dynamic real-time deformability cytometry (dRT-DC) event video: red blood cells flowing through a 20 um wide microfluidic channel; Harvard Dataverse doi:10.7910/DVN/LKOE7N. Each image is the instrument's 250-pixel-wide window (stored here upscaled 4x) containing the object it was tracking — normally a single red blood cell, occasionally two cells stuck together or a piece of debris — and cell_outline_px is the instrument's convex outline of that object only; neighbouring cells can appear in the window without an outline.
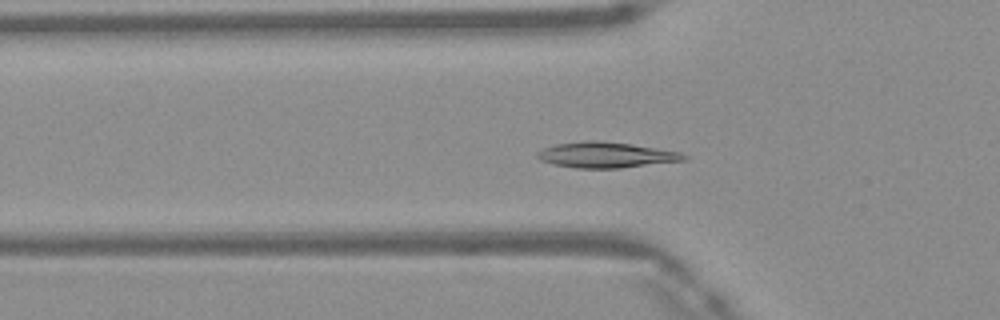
{"species": "Egyptian fruit bat (a non-hibernating species)", "species_latin": "Rousettus aegyptiacus", "temperature_condition": "warm", "stored_images_in_passage": 50, "camera_frame_rate_fps": 3000, "um_per_image_px": 0.085, "frame": {"image": 1, "passage_image": 16, "time_ms": 5.0, "image_size_px": [1000, 320], "cell_outline_px": [[688, 160], [620, 168], [576, 168], [552, 164], [540, 160], [536, 156], [536, 152], [544, 148], [556, 144], [584, 140], [600, 140], [632, 144], [680, 152], [688, 156]], "centroid_in_image_um": [51.51, 13.16], "position_along_channel_um": 74.3, "area_um2": 22.08}}
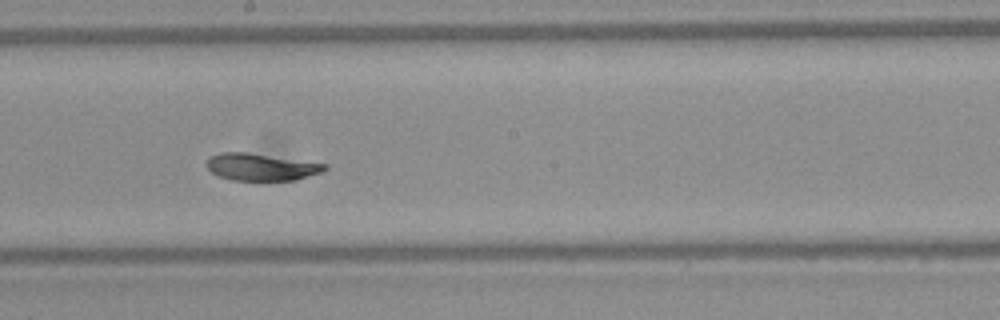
{"frame": {"image": 2, "passage_image": 27, "time_ms": 8.667, "image_size_px": [1000, 320], "cell_outline_px": [[328, 168], [324, 172], [296, 180], [232, 180], [220, 176], [212, 172], [204, 164], [212, 156], [220, 152], [244, 152], [328, 164]], "centroid_in_image_um": [22.23, 14.2], "position_along_channel_um": 226.0, "area_um2": 18.55}}
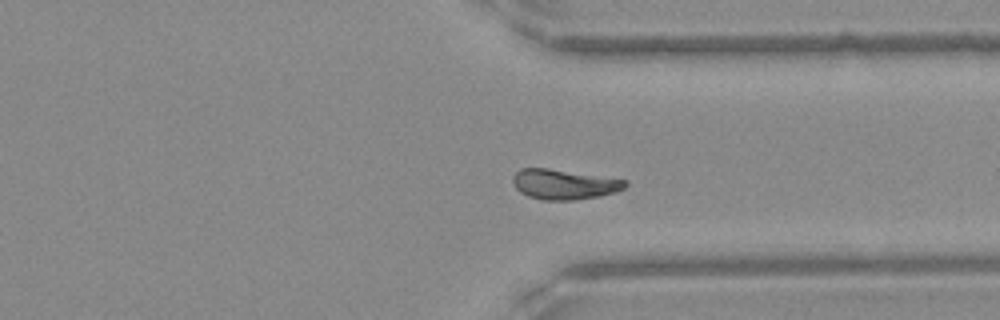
{"frame": {"image": 3, "passage_image": 37, "time_ms": 12.0, "image_size_px": [1000, 320], "cell_outline_px": [[628, 184], [624, 188], [616, 192], [600, 196], [576, 200], [544, 200], [528, 196], [520, 192], [516, 188], [512, 180], [512, 176], [520, 168], [548, 168], [628, 180]], "centroid_in_image_um": [47.95, 15.67], "position_along_channel_um": 363.5, "area_um2": 19.77}, "authors_computed_cell_mechanics": {"area_um2": 19.8832, "velocity_mm_per_s": 4.1235, "shape_relaxation_time_tau1_ms": 3.1757, "shape_relaxation_time_tau2_ms": 2.8595, "deformation_change_tau1": 0.1103, "deformation_change_tau2": 0.0466}}